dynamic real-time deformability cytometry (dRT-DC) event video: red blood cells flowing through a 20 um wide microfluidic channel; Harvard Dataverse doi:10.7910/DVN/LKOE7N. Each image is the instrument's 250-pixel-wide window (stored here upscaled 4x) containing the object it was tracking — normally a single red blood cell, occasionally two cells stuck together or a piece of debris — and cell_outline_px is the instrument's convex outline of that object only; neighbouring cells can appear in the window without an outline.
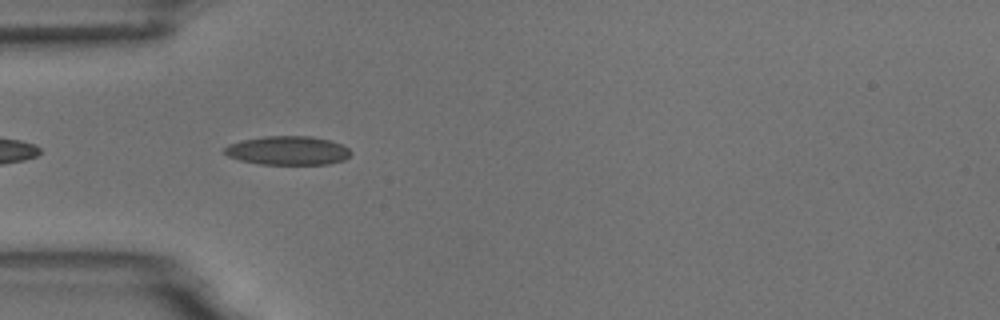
{"species": "common noctule bat (a hibernating species)", "species_latin": "Nyctalus noctula", "temperature_condition": "room temperature", "stored_images_in_passage": 4, "camera_frame_rate_fps": 3000, "um_per_image_px": 0.085, "animal": {"sex": "male", "body_mass_g": 18.8}, "frame": {"image": 1, "passage_image": 3, "time_ms": 2.333, "image_size_px": [1000, 320], "cell_outline_px": [[352, 152], [344, 160], [328, 164], [260, 164], [240, 160], [228, 156], [224, 152], [224, 148], [228, 144], [244, 140], [264, 136], [312, 136], [328, 140], [340, 144], [348, 148]], "centroid_in_image_um": [24.46, 12.79], "position_along_channel_um": 60.5, "area_um2": 21.1}}
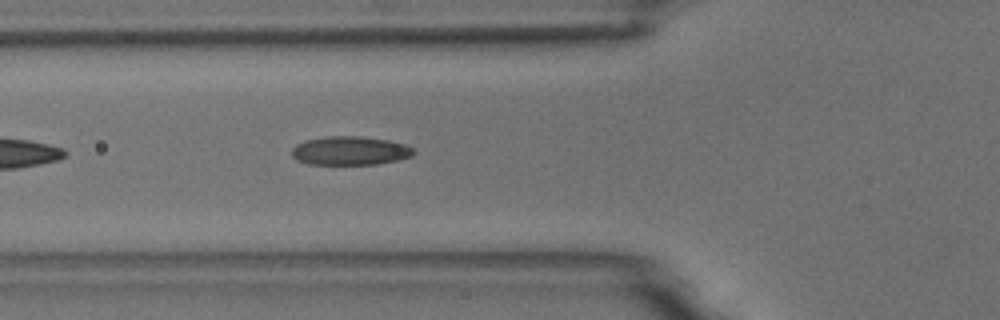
{"frame": {"image": 2, "passage_image": 4, "time_ms": 3.333, "image_size_px": [1000, 320], "cell_outline_px": [[416, 152], [412, 156], [396, 160], [376, 164], [308, 164], [296, 160], [292, 156], [292, 148], [296, 144], [304, 140], [328, 136], [360, 136], [388, 140], [404, 144], [412, 148]], "centroid_in_image_um": [29.72, 12.81], "position_along_channel_um": 96.1, "area_um2": 20.4}}